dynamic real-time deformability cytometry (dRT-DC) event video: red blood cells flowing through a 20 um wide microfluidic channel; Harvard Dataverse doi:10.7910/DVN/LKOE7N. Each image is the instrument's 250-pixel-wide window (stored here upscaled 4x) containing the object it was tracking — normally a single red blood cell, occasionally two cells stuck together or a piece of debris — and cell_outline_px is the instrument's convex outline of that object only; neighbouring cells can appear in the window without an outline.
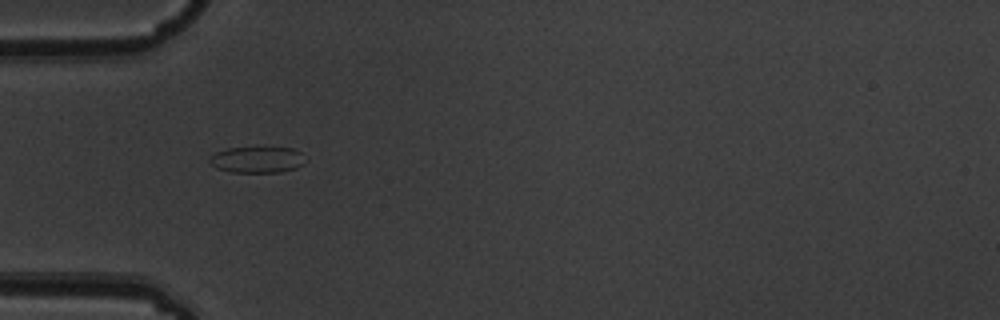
{"species": "common noctule bat (a hibernating species)", "species_latin": "Nyctalus noctula", "temperature_condition": "warm", "stored_images_in_passage": 3, "camera_frame_rate_fps": 3000, "um_per_image_px": 0.085, "animal": {"sex": "male", "body_mass_g": 19.5, "forearm_length_mm": 54.6}, "frame": {"image": 1, "passage_image": 2, "time_ms": 0.333, "image_size_px": [1000, 320], "cell_outline_px": [[308, 160], [304, 164], [296, 168], [280, 172], [228, 172], [216, 168], [208, 160], [216, 152], [228, 148], [292, 148], [300, 152]], "centroid_in_image_um": [21.9, 13.58], "position_along_channel_um": 63.1, "area_um2": 14.62}}
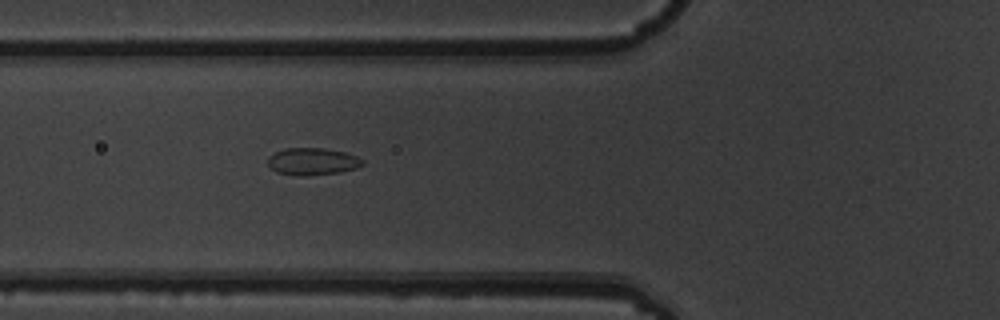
{"frame": {"image": 2, "passage_image": 3, "time_ms": 0.667, "image_size_px": [1000, 320], "cell_outline_px": [[364, 164], [356, 168], [340, 172], [304, 176], [296, 176], [276, 172], [268, 164], [268, 156], [284, 148], [324, 148], [344, 152], [356, 156], [364, 160]], "centroid_in_image_um": [26.55, 13.73], "position_along_channel_um": 99.2, "area_um2": 15.03}}